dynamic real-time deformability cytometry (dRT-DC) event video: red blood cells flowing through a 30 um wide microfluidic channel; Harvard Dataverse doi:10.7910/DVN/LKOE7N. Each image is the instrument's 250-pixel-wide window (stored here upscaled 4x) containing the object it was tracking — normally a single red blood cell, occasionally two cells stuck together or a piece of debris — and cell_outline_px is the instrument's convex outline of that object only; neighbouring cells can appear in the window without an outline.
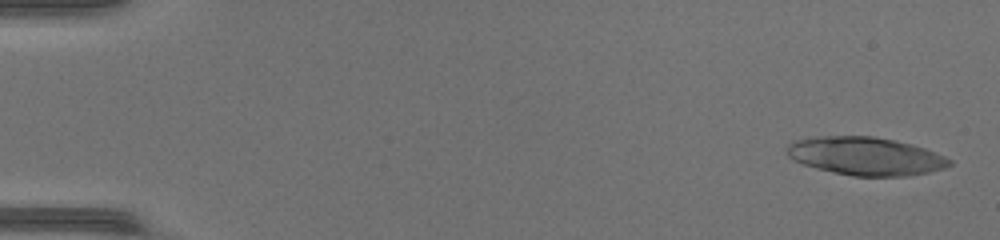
{"species": "common noctule bat (a hibernating species)", "species_latin": "Nyctalus noctula", "temperature_condition": "warm", "stored_images_in_passage": 51, "camera_frame_rate_fps": 3000, "um_per_image_px": 0.085, "animal": {"sex": "female", "body_mass_g": 17.0, "forearm_length_mm": 48.0}, "frame": {"image": 1, "passage_image": 2, "time_ms": 0.333, "image_size_px": [1000, 240], "cell_outline_px": [[952, 164], [928, 172], [900, 176], [856, 176], [836, 172], [804, 164], [796, 160], [788, 152], [788, 148], [792, 144], [800, 140], [828, 136], [872, 136], [892, 140], [924, 148], [952, 160]], "centroid_in_image_um": [73.64, 13.27], "position_along_channel_um": 11.4, "area_um2": 34.68}}
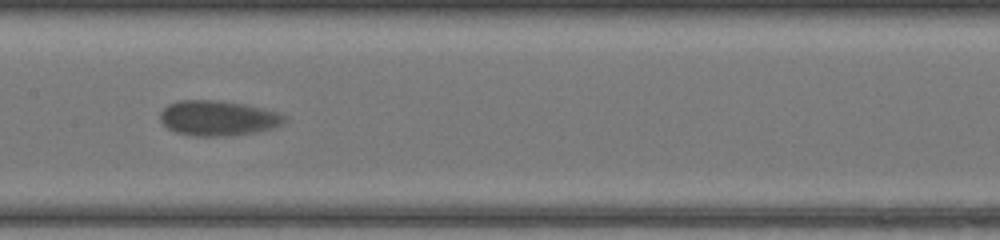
{"frame": {"image": 2, "passage_image": 27, "time_ms": 8.667, "image_size_px": [1000, 240], "cell_outline_px": [[288, 120], [280, 124], [268, 128], [252, 132], [228, 136], [192, 136], [176, 132], [168, 128], [160, 120], [160, 112], [168, 104], [180, 100], [212, 100], [240, 104], [260, 108], [276, 112], [284, 116]], "centroid_in_image_um": [18.45, 10.04], "position_along_channel_um": 189.0, "area_um2": 24.91}}
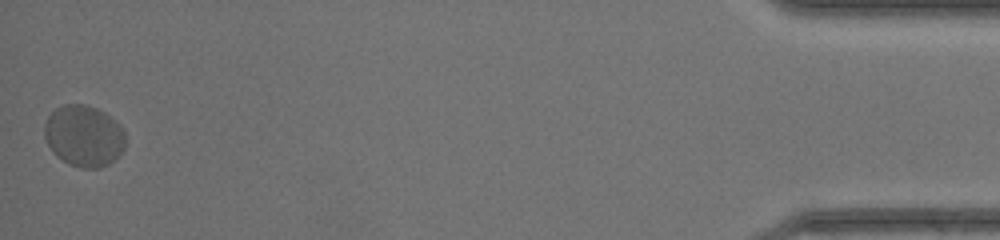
{"frame": {"image": 3, "passage_image": 51, "time_ms": 16.667, "image_size_px": [1000, 240], "cell_outline_px": [[124, 148], [108, 164], [96, 168], [84, 168], [68, 164], [48, 144], [44, 136], [44, 124], [48, 116], [56, 108], [64, 104], [84, 104], [96, 108], [104, 112], [120, 124], [124, 132]], "centroid_in_image_um": [7.13, 11.52], "position_along_channel_um": 428.1, "area_um2": 28.5}, "authors_computed_cell_mechanics": {"area_um2": 26.4146, "velocity_mm_per_s": 4.128, "shape_relaxation_time_tau1_ms": 2.035, "shape_relaxation_time_tau2_ms": null, "deformation_change_tau1": 0.1039, "deformation_change_tau2": null}}